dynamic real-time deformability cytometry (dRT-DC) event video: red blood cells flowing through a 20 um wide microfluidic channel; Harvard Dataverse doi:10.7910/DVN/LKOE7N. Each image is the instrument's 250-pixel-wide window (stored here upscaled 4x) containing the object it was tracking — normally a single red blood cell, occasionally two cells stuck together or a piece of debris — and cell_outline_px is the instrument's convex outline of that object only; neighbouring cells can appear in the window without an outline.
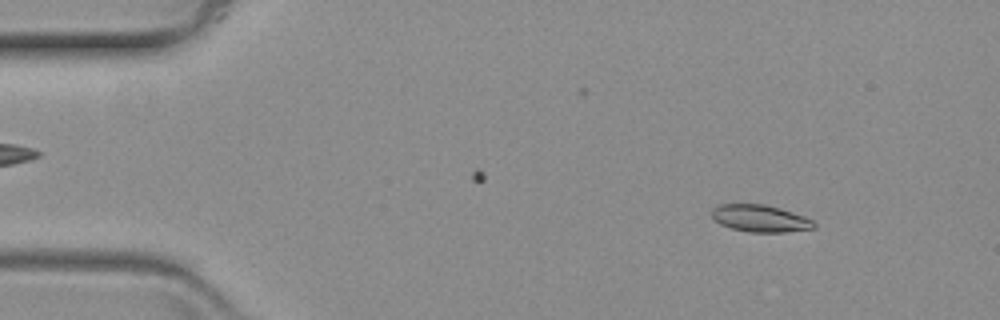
{"species": "common noctule bat (a hibernating species)", "species_latin": "Nyctalus noctula", "temperature_condition": "warm", "stored_images_in_passage": 14, "camera_frame_rate_fps": 3000, "um_per_image_px": 0.085, "animal": {"sex": "female", "body_mass_g": 19.3, "forearm_length_mm": 54.1}, "frame": {"image": 1, "passage_image": 2, "time_ms": 0.333, "image_size_px": [1000, 320], "cell_outline_px": [[816, 228], [784, 232], [748, 232], [732, 228], [720, 224], [712, 220], [712, 208], [716, 204], [764, 204], [780, 208], [804, 216], [812, 220], [816, 224]], "centroid_in_image_um": [64.58, 18.56], "position_along_channel_um": 20.4, "area_um2": 16.24}}
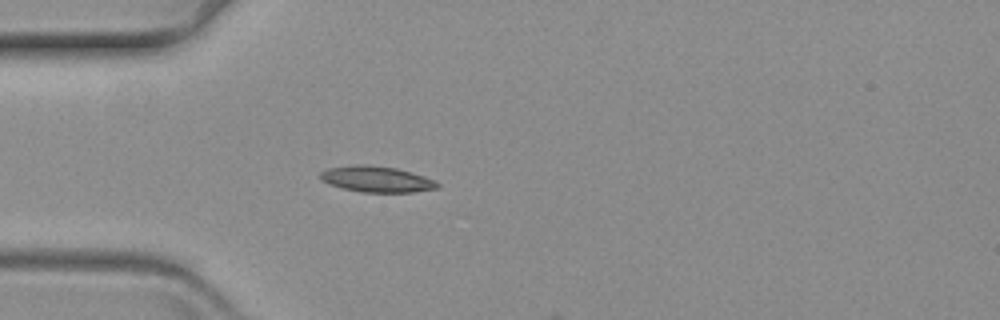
{"frame": {"image": 2, "passage_image": 12, "time_ms": 3.667, "image_size_px": [1000, 320], "cell_outline_px": [[440, 184], [436, 188], [412, 192], [364, 192], [340, 188], [328, 184], [320, 180], [320, 172], [328, 168], [360, 164], [396, 168], [424, 176], [436, 180]], "centroid_in_image_um": [31.98, 15.23], "position_along_channel_um": 53.0, "area_um2": 17.63}}